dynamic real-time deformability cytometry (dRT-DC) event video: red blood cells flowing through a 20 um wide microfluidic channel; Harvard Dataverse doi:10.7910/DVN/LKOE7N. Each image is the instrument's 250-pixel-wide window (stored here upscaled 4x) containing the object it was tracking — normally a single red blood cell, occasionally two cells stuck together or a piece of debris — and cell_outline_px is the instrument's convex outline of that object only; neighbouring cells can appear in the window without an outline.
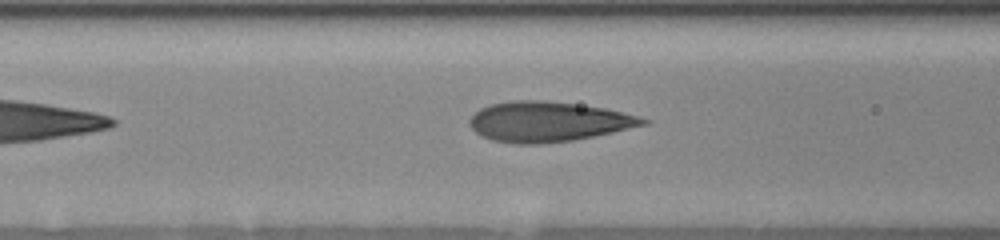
{"species": "human", "species_latin": "Homo sapiens", "temperature_condition": "room temperature", "stored_images_in_passage": 14, "camera_frame_rate_fps": 3000, "um_per_image_px": 0.085, "donor": {"sex": "female"}, "frame": {"image": 1, "passage_image": 14, "time_ms": 6.0, "image_size_px": [1000, 240], "cell_outline_px": [[652, 120], [648, 124], [612, 132], [572, 140], [540, 144], [516, 144], [492, 140], [476, 132], [468, 124], [468, 120], [480, 108], [488, 104], [512, 100], [544, 100], [576, 104], [604, 108]], "centroid_in_image_um": [46.55, 10.33], "position_along_channel_um": 120.0, "area_um2": 40.29}}